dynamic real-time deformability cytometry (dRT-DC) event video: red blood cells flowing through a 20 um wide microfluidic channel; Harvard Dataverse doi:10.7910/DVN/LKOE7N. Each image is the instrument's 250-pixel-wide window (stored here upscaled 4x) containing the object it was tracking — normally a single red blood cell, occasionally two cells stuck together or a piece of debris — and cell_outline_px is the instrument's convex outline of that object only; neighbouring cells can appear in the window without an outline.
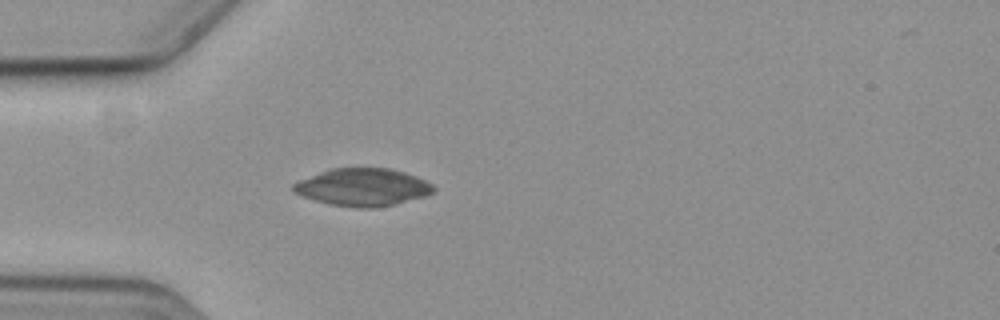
{"species": "common noctule bat (a hibernating species)", "species_latin": "Nyctalus noctula", "temperature_condition": "cold", "stored_images_in_passage": 3, "camera_frame_rate_fps": 3000, "um_per_image_px": 0.085, "animal": {"sex": "female", "body_mass_g": 19.3, "forearm_length_mm": 54.1}, "frame": {"image": 1, "passage_image": 3, "time_ms": 2.333, "image_size_px": [1000, 320], "cell_outline_px": [[436, 192], [424, 196], [396, 204], [376, 208], [356, 208], [332, 204], [300, 196], [292, 192], [292, 184], [300, 180], [320, 172], [332, 168], [392, 168], [416, 176], [432, 184], [436, 188]], "centroid_in_image_um": [30.85, 15.91], "position_along_channel_um": 54.2, "area_um2": 30.75}}